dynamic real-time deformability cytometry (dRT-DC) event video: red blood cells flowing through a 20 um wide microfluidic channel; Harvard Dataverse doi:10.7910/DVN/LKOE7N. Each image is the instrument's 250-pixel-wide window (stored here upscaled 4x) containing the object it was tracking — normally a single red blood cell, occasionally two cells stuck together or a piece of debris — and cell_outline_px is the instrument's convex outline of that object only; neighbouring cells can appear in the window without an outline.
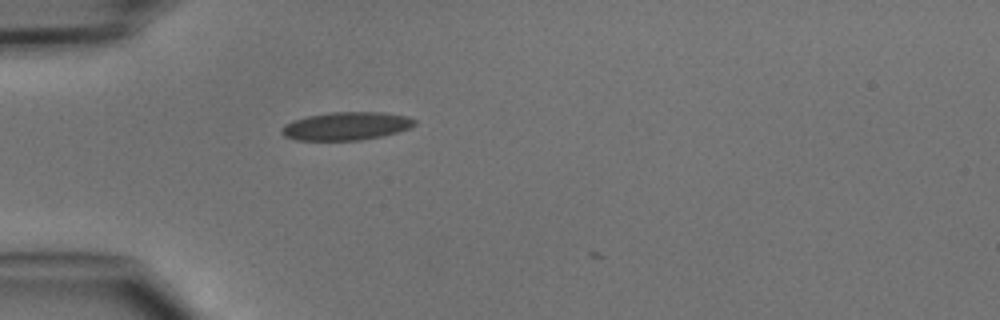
{"species": "common noctule bat (a hibernating species)", "species_latin": "Nyctalus noctula", "temperature_condition": "cold", "stored_images_in_passage": 4, "camera_frame_rate_fps": 3000, "um_per_image_px": 0.085, "animal": {"sex": "male", "body_mass_g": 15.6}, "frame": {"image": 1, "passage_image": 3, "time_ms": 0.667, "image_size_px": [1000, 320], "cell_outline_px": [[416, 124], [412, 128], [380, 136], [360, 140], [296, 140], [284, 136], [280, 132], [280, 128], [284, 124], [292, 120], [308, 116], [332, 112], [384, 112], [408, 116], [416, 120]], "centroid_in_image_um": [29.43, 10.71], "position_along_channel_um": 55.6, "area_um2": 21.91}}